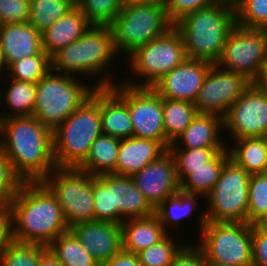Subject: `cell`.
I'll list each match as a JSON object with an SVG mask.
<instances>
[{
    "label": "cell",
    "instance_id": "cell-1",
    "mask_svg": "<svg viewBox=\"0 0 267 266\" xmlns=\"http://www.w3.org/2000/svg\"><path fill=\"white\" fill-rule=\"evenodd\" d=\"M0 151L23 182L43 181L56 168L53 131L33 115L0 119Z\"/></svg>",
    "mask_w": 267,
    "mask_h": 266
},
{
    "label": "cell",
    "instance_id": "cell-2",
    "mask_svg": "<svg viewBox=\"0 0 267 266\" xmlns=\"http://www.w3.org/2000/svg\"><path fill=\"white\" fill-rule=\"evenodd\" d=\"M12 240L46 247L69 231L55 195L42 182H24L11 205Z\"/></svg>",
    "mask_w": 267,
    "mask_h": 266
},
{
    "label": "cell",
    "instance_id": "cell-3",
    "mask_svg": "<svg viewBox=\"0 0 267 266\" xmlns=\"http://www.w3.org/2000/svg\"><path fill=\"white\" fill-rule=\"evenodd\" d=\"M235 25V5L220 2L186 15L174 27L183 39L188 59L217 64Z\"/></svg>",
    "mask_w": 267,
    "mask_h": 266
},
{
    "label": "cell",
    "instance_id": "cell-4",
    "mask_svg": "<svg viewBox=\"0 0 267 266\" xmlns=\"http://www.w3.org/2000/svg\"><path fill=\"white\" fill-rule=\"evenodd\" d=\"M117 54L110 27L91 25L83 36L51 57V70L74 77L85 74L97 78L100 74L102 77L99 75L95 89L112 87L116 82H112V75L105 71ZM103 71L105 74H101Z\"/></svg>",
    "mask_w": 267,
    "mask_h": 266
},
{
    "label": "cell",
    "instance_id": "cell-5",
    "mask_svg": "<svg viewBox=\"0 0 267 266\" xmlns=\"http://www.w3.org/2000/svg\"><path fill=\"white\" fill-rule=\"evenodd\" d=\"M102 135L100 88L53 131L55 166L78 168L88 156L92 143Z\"/></svg>",
    "mask_w": 267,
    "mask_h": 266
},
{
    "label": "cell",
    "instance_id": "cell-6",
    "mask_svg": "<svg viewBox=\"0 0 267 266\" xmlns=\"http://www.w3.org/2000/svg\"><path fill=\"white\" fill-rule=\"evenodd\" d=\"M50 70L36 84L33 116L54 131L93 93L95 86ZM90 85V86H89Z\"/></svg>",
    "mask_w": 267,
    "mask_h": 266
},
{
    "label": "cell",
    "instance_id": "cell-7",
    "mask_svg": "<svg viewBox=\"0 0 267 266\" xmlns=\"http://www.w3.org/2000/svg\"><path fill=\"white\" fill-rule=\"evenodd\" d=\"M109 27L118 55L123 52L128 56L138 47L164 36L174 25L168 19L165 5L128 2Z\"/></svg>",
    "mask_w": 267,
    "mask_h": 266
},
{
    "label": "cell",
    "instance_id": "cell-8",
    "mask_svg": "<svg viewBox=\"0 0 267 266\" xmlns=\"http://www.w3.org/2000/svg\"><path fill=\"white\" fill-rule=\"evenodd\" d=\"M250 174L232 159L222 168L219 180L204 197L208 209L199 216L200 232L206 221L246 223L248 215V186Z\"/></svg>",
    "mask_w": 267,
    "mask_h": 266
},
{
    "label": "cell",
    "instance_id": "cell-9",
    "mask_svg": "<svg viewBox=\"0 0 267 266\" xmlns=\"http://www.w3.org/2000/svg\"><path fill=\"white\" fill-rule=\"evenodd\" d=\"M130 67L137 78L144 80H125L124 84L132 87H152L164 75L187 59L183 39L175 27L164 36L138 47L131 54Z\"/></svg>",
    "mask_w": 267,
    "mask_h": 266
},
{
    "label": "cell",
    "instance_id": "cell-10",
    "mask_svg": "<svg viewBox=\"0 0 267 266\" xmlns=\"http://www.w3.org/2000/svg\"><path fill=\"white\" fill-rule=\"evenodd\" d=\"M200 234L206 262L252 266V224L206 221Z\"/></svg>",
    "mask_w": 267,
    "mask_h": 266
},
{
    "label": "cell",
    "instance_id": "cell-11",
    "mask_svg": "<svg viewBox=\"0 0 267 266\" xmlns=\"http://www.w3.org/2000/svg\"><path fill=\"white\" fill-rule=\"evenodd\" d=\"M42 182L55 195L69 228L94 220L92 175L78 168L56 167Z\"/></svg>",
    "mask_w": 267,
    "mask_h": 266
},
{
    "label": "cell",
    "instance_id": "cell-12",
    "mask_svg": "<svg viewBox=\"0 0 267 266\" xmlns=\"http://www.w3.org/2000/svg\"><path fill=\"white\" fill-rule=\"evenodd\" d=\"M120 83L110 88L128 105L133 136L158 141L168 150L170 144L164 131L163 98L152 87H132Z\"/></svg>",
    "mask_w": 267,
    "mask_h": 266
},
{
    "label": "cell",
    "instance_id": "cell-13",
    "mask_svg": "<svg viewBox=\"0 0 267 266\" xmlns=\"http://www.w3.org/2000/svg\"><path fill=\"white\" fill-rule=\"evenodd\" d=\"M266 55L267 29L244 28L236 24L227 37L217 65L252 83Z\"/></svg>",
    "mask_w": 267,
    "mask_h": 266
},
{
    "label": "cell",
    "instance_id": "cell-14",
    "mask_svg": "<svg viewBox=\"0 0 267 266\" xmlns=\"http://www.w3.org/2000/svg\"><path fill=\"white\" fill-rule=\"evenodd\" d=\"M223 124L233 140L263 137L267 133V91L251 83L229 107Z\"/></svg>",
    "mask_w": 267,
    "mask_h": 266
},
{
    "label": "cell",
    "instance_id": "cell-15",
    "mask_svg": "<svg viewBox=\"0 0 267 266\" xmlns=\"http://www.w3.org/2000/svg\"><path fill=\"white\" fill-rule=\"evenodd\" d=\"M250 85L251 82L240 74L212 64L194 102L196 111L224 117L229 107Z\"/></svg>",
    "mask_w": 267,
    "mask_h": 266
},
{
    "label": "cell",
    "instance_id": "cell-16",
    "mask_svg": "<svg viewBox=\"0 0 267 266\" xmlns=\"http://www.w3.org/2000/svg\"><path fill=\"white\" fill-rule=\"evenodd\" d=\"M131 179L154 209L180 190L175 160L169 150Z\"/></svg>",
    "mask_w": 267,
    "mask_h": 266
},
{
    "label": "cell",
    "instance_id": "cell-17",
    "mask_svg": "<svg viewBox=\"0 0 267 266\" xmlns=\"http://www.w3.org/2000/svg\"><path fill=\"white\" fill-rule=\"evenodd\" d=\"M211 65L206 61L187 58L158 80L152 88L162 98L194 103Z\"/></svg>",
    "mask_w": 267,
    "mask_h": 266
},
{
    "label": "cell",
    "instance_id": "cell-18",
    "mask_svg": "<svg viewBox=\"0 0 267 266\" xmlns=\"http://www.w3.org/2000/svg\"><path fill=\"white\" fill-rule=\"evenodd\" d=\"M69 230L101 266L122 250L120 224L93 220L76 223Z\"/></svg>",
    "mask_w": 267,
    "mask_h": 266
},
{
    "label": "cell",
    "instance_id": "cell-19",
    "mask_svg": "<svg viewBox=\"0 0 267 266\" xmlns=\"http://www.w3.org/2000/svg\"><path fill=\"white\" fill-rule=\"evenodd\" d=\"M5 69L12 63L44 52L42 34L29 22L0 25Z\"/></svg>",
    "mask_w": 267,
    "mask_h": 266
},
{
    "label": "cell",
    "instance_id": "cell-20",
    "mask_svg": "<svg viewBox=\"0 0 267 266\" xmlns=\"http://www.w3.org/2000/svg\"><path fill=\"white\" fill-rule=\"evenodd\" d=\"M112 209H117V224L125 220L145 218L155 214V209L136 187L131 177L111 174Z\"/></svg>",
    "mask_w": 267,
    "mask_h": 266
},
{
    "label": "cell",
    "instance_id": "cell-21",
    "mask_svg": "<svg viewBox=\"0 0 267 266\" xmlns=\"http://www.w3.org/2000/svg\"><path fill=\"white\" fill-rule=\"evenodd\" d=\"M166 151L155 140L134 136L122 139L120 140L116 170L112 174L131 177L150 162L156 161Z\"/></svg>",
    "mask_w": 267,
    "mask_h": 266
},
{
    "label": "cell",
    "instance_id": "cell-22",
    "mask_svg": "<svg viewBox=\"0 0 267 266\" xmlns=\"http://www.w3.org/2000/svg\"><path fill=\"white\" fill-rule=\"evenodd\" d=\"M222 127H224L223 117L198 113L169 148H227L229 146H226L220 137L221 130H224ZM177 142H182L183 147H180Z\"/></svg>",
    "mask_w": 267,
    "mask_h": 266
},
{
    "label": "cell",
    "instance_id": "cell-23",
    "mask_svg": "<svg viewBox=\"0 0 267 266\" xmlns=\"http://www.w3.org/2000/svg\"><path fill=\"white\" fill-rule=\"evenodd\" d=\"M90 26L81 9L75 5L41 33L43 51L52 57L60 49L83 36Z\"/></svg>",
    "mask_w": 267,
    "mask_h": 266
},
{
    "label": "cell",
    "instance_id": "cell-24",
    "mask_svg": "<svg viewBox=\"0 0 267 266\" xmlns=\"http://www.w3.org/2000/svg\"><path fill=\"white\" fill-rule=\"evenodd\" d=\"M102 134L120 140L133 136L128 105L110 88H100Z\"/></svg>",
    "mask_w": 267,
    "mask_h": 266
},
{
    "label": "cell",
    "instance_id": "cell-25",
    "mask_svg": "<svg viewBox=\"0 0 267 266\" xmlns=\"http://www.w3.org/2000/svg\"><path fill=\"white\" fill-rule=\"evenodd\" d=\"M229 158V152L225 149L206 163L204 167L176 168L180 190L206 197L219 180L222 168Z\"/></svg>",
    "mask_w": 267,
    "mask_h": 266
},
{
    "label": "cell",
    "instance_id": "cell-26",
    "mask_svg": "<svg viewBox=\"0 0 267 266\" xmlns=\"http://www.w3.org/2000/svg\"><path fill=\"white\" fill-rule=\"evenodd\" d=\"M121 227L122 250L134 254L157 244L167 235L155 214L145 218L125 220Z\"/></svg>",
    "mask_w": 267,
    "mask_h": 266
},
{
    "label": "cell",
    "instance_id": "cell-27",
    "mask_svg": "<svg viewBox=\"0 0 267 266\" xmlns=\"http://www.w3.org/2000/svg\"><path fill=\"white\" fill-rule=\"evenodd\" d=\"M120 139L101 135L92 143L86 160L78 169L97 176L112 174L116 170Z\"/></svg>",
    "mask_w": 267,
    "mask_h": 266
},
{
    "label": "cell",
    "instance_id": "cell-28",
    "mask_svg": "<svg viewBox=\"0 0 267 266\" xmlns=\"http://www.w3.org/2000/svg\"><path fill=\"white\" fill-rule=\"evenodd\" d=\"M234 140L232 142L236 144L227 147L230 159L250 175L267 173V146L263 137Z\"/></svg>",
    "mask_w": 267,
    "mask_h": 266
},
{
    "label": "cell",
    "instance_id": "cell-29",
    "mask_svg": "<svg viewBox=\"0 0 267 266\" xmlns=\"http://www.w3.org/2000/svg\"><path fill=\"white\" fill-rule=\"evenodd\" d=\"M198 194L186 193L179 190L176 194L166 198L155 208V215L158 217L163 229L168 234L167 228H178L184 218L193 215V211L199 206Z\"/></svg>",
    "mask_w": 267,
    "mask_h": 266
},
{
    "label": "cell",
    "instance_id": "cell-30",
    "mask_svg": "<svg viewBox=\"0 0 267 266\" xmlns=\"http://www.w3.org/2000/svg\"><path fill=\"white\" fill-rule=\"evenodd\" d=\"M10 85L2 97L0 93V103H6L13 112L5 113L0 111V119H6L15 116H31L34 113L36 101V84L9 79ZM4 99V100H3ZM2 105V104H0Z\"/></svg>",
    "mask_w": 267,
    "mask_h": 266
},
{
    "label": "cell",
    "instance_id": "cell-31",
    "mask_svg": "<svg viewBox=\"0 0 267 266\" xmlns=\"http://www.w3.org/2000/svg\"><path fill=\"white\" fill-rule=\"evenodd\" d=\"M198 114L194 103L163 98V122L166 141L171 144Z\"/></svg>",
    "mask_w": 267,
    "mask_h": 266
},
{
    "label": "cell",
    "instance_id": "cell-32",
    "mask_svg": "<svg viewBox=\"0 0 267 266\" xmlns=\"http://www.w3.org/2000/svg\"><path fill=\"white\" fill-rule=\"evenodd\" d=\"M47 248L62 266H101L70 230L60 234Z\"/></svg>",
    "mask_w": 267,
    "mask_h": 266
},
{
    "label": "cell",
    "instance_id": "cell-33",
    "mask_svg": "<svg viewBox=\"0 0 267 266\" xmlns=\"http://www.w3.org/2000/svg\"><path fill=\"white\" fill-rule=\"evenodd\" d=\"M75 5V0H30L29 23L42 33Z\"/></svg>",
    "mask_w": 267,
    "mask_h": 266
},
{
    "label": "cell",
    "instance_id": "cell-34",
    "mask_svg": "<svg viewBox=\"0 0 267 266\" xmlns=\"http://www.w3.org/2000/svg\"><path fill=\"white\" fill-rule=\"evenodd\" d=\"M51 70V57L45 52L22 58L7 69L8 79L37 84ZM10 76V77H9Z\"/></svg>",
    "mask_w": 267,
    "mask_h": 266
},
{
    "label": "cell",
    "instance_id": "cell-35",
    "mask_svg": "<svg viewBox=\"0 0 267 266\" xmlns=\"http://www.w3.org/2000/svg\"><path fill=\"white\" fill-rule=\"evenodd\" d=\"M94 220L117 224V209H112L111 174L92 175Z\"/></svg>",
    "mask_w": 267,
    "mask_h": 266
},
{
    "label": "cell",
    "instance_id": "cell-36",
    "mask_svg": "<svg viewBox=\"0 0 267 266\" xmlns=\"http://www.w3.org/2000/svg\"><path fill=\"white\" fill-rule=\"evenodd\" d=\"M45 245L12 240L0 253V266H38Z\"/></svg>",
    "mask_w": 267,
    "mask_h": 266
},
{
    "label": "cell",
    "instance_id": "cell-37",
    "mask_svg": "<svg viewBox=\"0 0 267 266\" xmlns=\"http://www.w3.org/2000/svg\"><path fill=\"white\" fill-rule=\"evenodd\" d=\"M91 25L109 26L123 7L121 0H75Z\"/></svg>",
    "mask_w": 267,
    "mask_h": 266
},
{
    "label": "cell",
    "instance_id": "cell-38",
    "mask_svg": "<svg viewBox=\"0 0 267 266\" xmlns=\"http://www.w3.org/2000/svg\"><path fill=\"white\" fill-rule=\"evenodd\" d=\"M248 200L247 223L257 225L267 218V173L250 175Z\"/></svg>",
    "mask_w": 267,
    "mask_h": 266
},
{
    "label": "cell",
    "instance_id": "cell-39",
    "mask_svg": "<svg viewBox=\"0 0 267 266\" xmlns=\"http://www.w3.org/2000/svg\"><path fill=\"white\" fill-rule=\"evenodd\" d=\"M235 11L237 25L267 29V0H239L235 4Z\"/></svg>",
    "mask_w": 267,
    "mask_h": 266
},
{
    "label": "cell",
    "instance_id": "cell-40",
    "mask_svg": "<svg viewBox=\"0 0 267 266\" xmlns=\"http://www.w3.org/2000/svg\"><path fill=\"white\" fill-rule=\"evenodd\" d=\"M168 233L157 244L151 245L149 248L139 252L138 258L142 266H169L174 255L184 245L183 241L175 242Z\"/></svg>",
    "mask_w": 267,
    "mask_h": 266
},
{
    "label": "cell",
    "instance_id": "cell-41",
    "mask_svg": "<svg viewBox=\"0 0 267 266\" xmlns=\"http://www.w3.org/2000/svg\"><path fill=\"white\" fill-rule=\"evenodd\" d=\"M227 148H169L176 168H199L210 162L219 152Z\"/></svg>",
    "mask_w": 267,
    "mask_h": 266
},
{
    "label": "cell",
    "instance_id": "cell-42",
    "mask_svg": "<svg viewBox=\"0 0 267 266\" xmlns=\"http://www.w3.org/2000/svg\"><path fill=\"white\" fill-rule=\"evenodd\" d=\"M23 180L14 172L11 163L0 151V206H10Z\"/></svg>",
    "mask_w": 267,
    "mask_h": 266
},
{
    "label": "cell",
    "instance_id": "cell-43",
    "mask_svg": "<svg viewBox=\"0 0 267 266\" xmlns=\"http://www.w3.org/2000/svg\"><path fill=\"white\" fill-rule=\"evenodd\" d=\"M220 2V0H166L165 9L168 19L175 25L186 15Z\"/></svg>",
    "mask_w": 267,
    "mask_h": 266
},
{
    "label": "cell",
    "instance_id": "cell-44",
    "mask_svg": "<svg viewBox=\"0 0 267 266\" xmlns=\"http://www.w3.org/2000/svg\"><path fill=\"white\" fill-rule=\"evenodd\" d=\"M30 0H0V25L29 22Z\"/></svg>",
    "mask_w": 267,
    "mask_h": 266
},
{
    "label": "cell",
    "instance_id": "cell-45",
    "mask_svg": "<svg viewBox=\"0 0 267 266\" xmlns=\"http://www.w3.org/2000/svg\"><path fill=\"white\" fill-rule=\"evenodd\" d=\"M169 266H206V259L197 243H185L174 255Z\"/></svg>",
    "mask_w": 267,
    "mask_h": 266
},
{
    "label": "cell",
    "instance_id": "cell-46",
    "mask_svg": "<svg viewBox=\"0 0 267 266\" xmlns=\"http://www.w3.org/2000/svg\"><path fill=\"white\" fill-rule=\"evenodd\" d=\"M252 266H267V234L252 225Z\"/></svg>",
    "mask_w": 267,
    "mask_h": 266
},
{
    "label": "cell",
    "instance_id": "cell-47",
    "mask_svg": "<svg viewBox=\"0 0 267 266\" xmlns=\"http://www.w3.org/2000/svg\"><path fill=\"white\" fill-rule=\"evenodd\" d=\"M11 241V208L10 206H0V253Z\"/></svg>",
    "mask_w": 267,
    "mask_h": 266
},
{
    "label": "cell",
    "instance_id": "cell-48",
    "mask_svg": "<svg viewBox=\"0 0 267 266\" xmlns=\"http://www.w3.org/2000/svg\"><path fill=\"white\" fill-rule=\"evenodd\" d=\"M102 266H142L137 254L121 250L107 260Z\"/></svg>",
    "mask_w": 267,
    "mask_h": 266
},
{
    "label": "cell",
    "instance_id": "cell-49",
    "mask_svg": "<svg viewBox=\"0 0 267 266\" xmlns=\"http://www.w3.org/2000/svg\"><path fill=\"white\" fill-rule=\"evenodd\" d=\"M252 84L259 89L267 91V55L260 66L256 79L252 82Z\"/></svg>",
    "mask_w": 267,
    "mask_h": 266
},
{
    "label": "cell",
    "instance_id": "cell-50",
    "mask_svg": "<svg viewBox=\"0 0 267 266\" xmlns=\"http://www.w3.org/2000/svg\"><path fill=\"white\" fill-rule=\"evenodd\" d=\"M38 266H62L59 259L47 247L42 251Z\"/></svg>",
    "mask_w": 267,
    "mask_h": 266
},
{
    "label": "cell",
    "instance_id": "cell-51",
    "mask_svg": "<svg viewBox=\"0 0 267 266\" xmlns=\"http://www.w3.org/2000/svg\"><path fill=\"white\" fill-rule=\"evenodd\" d=\"M135 3L165 5L166 0H135Z\"/></svg>",
    "mask_w": 267,
    "mask_h": 266
},
{
    "label": "cell",
    "instance_id": "cell-52",
    "mask_svg": "<svg viewBox=\"0 0 267 266\" xmlns=\"http://www.w3.org/2000/svg\"><path fill=\"white\" fill-rule=\"evenodd\" d=\"M0 67L5 71V57L3 53L2 41L0 38Z\"/></svg>",
    "mask_w": 267,
    "mask_h": 266
},
{
    "label": "cell",
    "instance_id": "cell-53",
    "mask_svg": "<svg viewBox=\"0 0 267 266\" xmlns=\"http://www.w3.org/2000/svg\"><path fill=\"white\" fill-rule=\"evenodd\" d=\"M257 226L267 234V218L263 219Z\"/></svg>",
    "mask_w": 267,
    "mask_h": 266
},
{
    "label": "cell",
    "instance_id": "cell-54",
    "mask_svg": "<svg viewBox=\"0 0 267 266\" xmlns=\"http://www.w3.org/2000/svg\"><path fill=\"white\" fill-rule=\"evenodd\" d=\"M206 266H236V265L217 263V262H206Z\"/></svg>",
    "mask_w": 267,
    "mask_h": 266
},
{
    "label": "cell",
    "instance_id": "cell-55",
    "mask_svg": "<svg viewBox=\"0 0 267 266\" xmlns=\"http://www.w3.org/2000/svg\"><path fill=\"white\" fill-rule=\"evenodd\" d=\"M221 2H227L230 3L232 5H235L239 0H220Z\"/></svg>",
    "mask_w": 267,
    "mask_h": 266
},
{
    "label": "cell",
    "instance_id": "cell-56",
    "mask_svg": "<svg viewBox=\"0 0 267 266\" xmlns=\"http://www.w3.org/2000/svg\"><path fill=\"white\" fill-rule=\"evenodd\" d=\"M122 1V3L124 4V3H128V2H135V0H121Z\"/></svg>",
    "mask_w": 267,
    "mask_h": 266
},
{
    "label": "cell",
    "instance_id": "cell-57",
    "mask_svg": "<svg viewBox=\"0 0 267 266\" xmlns=\"http://www.w3.org/2000/svg\"><path fill=\"white\" fill-rule=\"evenodd\" d=\"M263 139H264L266 146H267V133L263 136Z\"/></svg>",
    "mask_w": 267,
    "mask_h": 266
},
{
    "label": "cell",
    "instance_id": "cell-58",
    "mask_svg": "<svg viewBox=\"0 0 267 266\" xmlns=\"http://www.w3.org/2000/svg\"><path fill=\"white\" fill-rule=\"evenodd\" d=\"M1 72L4 73L5 71H3V69L0 67V74H1L0 76L2 77L3 75Z\"/></svg>",
    "mask_w": 267,
    "mask_h": 266
}]
</instances>
